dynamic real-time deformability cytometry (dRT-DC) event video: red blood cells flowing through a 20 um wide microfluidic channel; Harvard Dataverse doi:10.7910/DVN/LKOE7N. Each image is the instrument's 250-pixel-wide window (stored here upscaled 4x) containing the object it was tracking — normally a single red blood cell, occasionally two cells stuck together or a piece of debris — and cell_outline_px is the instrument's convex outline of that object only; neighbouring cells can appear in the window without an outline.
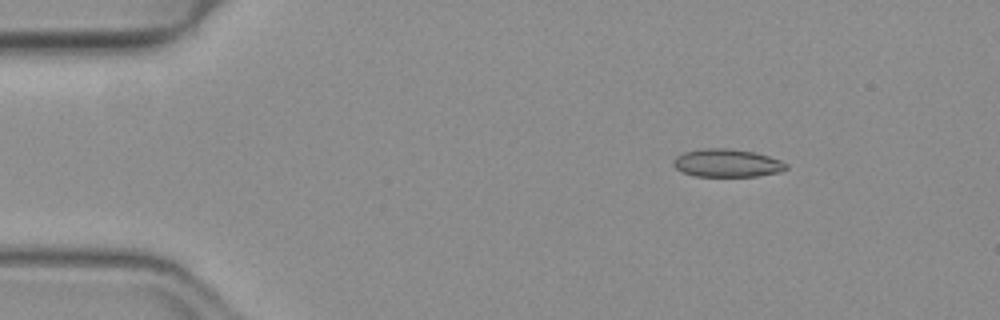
{"species": "common noctule bat (a hibernating species)", "species_latin": "Nyctalus noctula", "temperature_condition": "warm", "stored_images_in_passage": 7, "camera_frame_rate_fps": 3000, "um_per_image_px": 0.085, "animal": {"sex": "female", "body_mass_g": 19.3, "forearm_length_mm": 54.1}, "frame": {"image": 1, "passage_image": 1, "time_ms": 0.0, "image_size_px": [1000, 320], "cell_outline_px": [[788, 168], [780, 172], [756, 176], [696, 176], [684, 172], [676, 168], [672, 160], [676, 156], [684, 152], [708, 148], [728, 148], [756, 152], [780, 160], [788, 164]], "centroid_in_image_um": [61.83, 13.85], "position_along_channel_um": 23.2, "area_um2": 18.32}}